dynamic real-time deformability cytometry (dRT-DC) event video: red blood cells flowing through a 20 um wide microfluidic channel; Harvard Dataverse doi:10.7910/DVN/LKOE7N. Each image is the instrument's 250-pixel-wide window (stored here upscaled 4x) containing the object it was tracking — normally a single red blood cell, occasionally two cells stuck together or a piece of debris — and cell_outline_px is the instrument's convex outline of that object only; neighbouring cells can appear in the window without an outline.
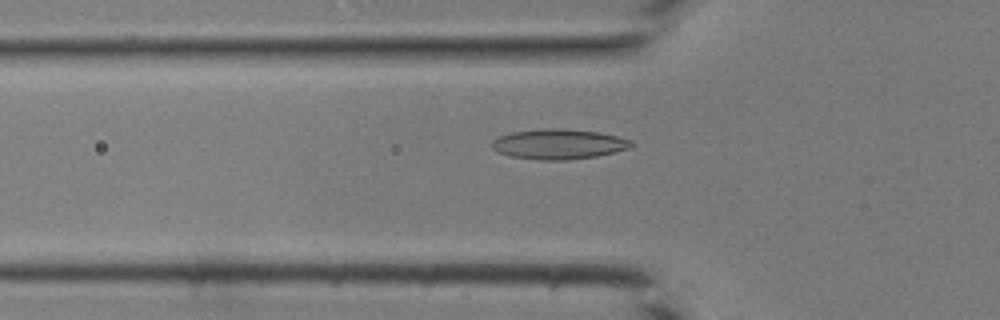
{"species": "common noctule bat (a hibernating species)", "species_latin": "Nyctalus noctula", "temperature_condition": "room temperature", "stored_images_in_passage": 42, "camera_frame_rate_fps": 3000, "um_per_image_px": 0.085, "animal": {"sex": "male", "body_mass_g": 19.0, "forearm_length_mm": 50.8}, "frame": {"image": 1, "passage_image": 15, "time_ms": 4.667, "image_size_px": [1000, 320], "cell_outline_px": [[636, 144], [628, 148], [596, 156], [564, 160], [540, 160], [508, 156], [496, 152], [492, 148], [492, 140], [500, 136], [512, 132], [540, 128], [564, 128], [600, 132], [632, 140]], "centroid_in_image_um": [47.46, 12.24], "position_along_channel_um": 78.3, "area_um2": 24.62}}
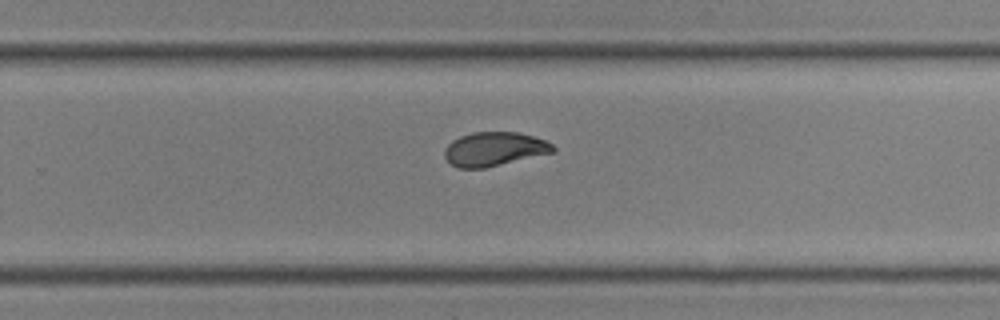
{"frame": {"image": 2, "passage_image": 28, "time_ms": 9.0, "image_size_px": [1000, 320], "cell_outline_px": [[556, 152], [484, 168], [456, 168], [444, 156], [444, 152], [448, 144], [452, 140], [460, 136], [472, 132], [516, 132], [532, 136], [544, 140], [552, 144], [556, 148]], "centroid_in_image_um": [42.02, 12.67], "position_along_channel_um": 287.8, "area_um2": 21.44}}
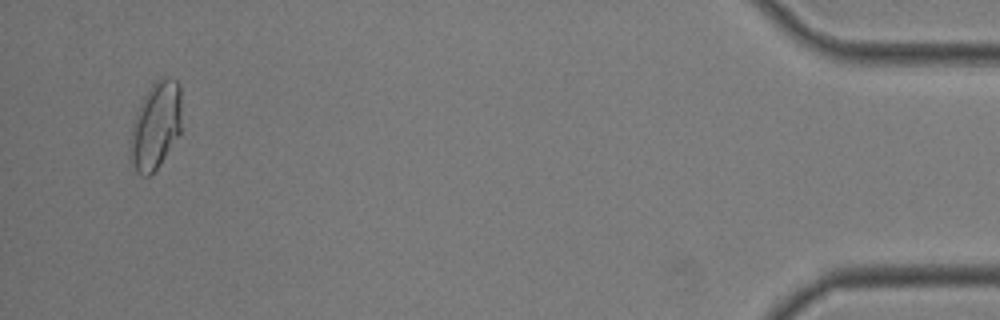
{"frame": {"image": 3, "passage_image": 41, "time_ms": 13.333, "image_size_px": [1000, 320], "cell_outline_px": [[180, 132], [160, 164], [148, 176], [140, 176], [136, 172], [128, 156], [128, 140], [132, 124], [140, 104], [148, 88], [156, 80], [164, 76], [168, 76], [176, 80], [180, 84]], "centroid_in_image_um": [13.18, 10.69], "position_along_channel_um": 422.0, "area_um2": 26.41}}